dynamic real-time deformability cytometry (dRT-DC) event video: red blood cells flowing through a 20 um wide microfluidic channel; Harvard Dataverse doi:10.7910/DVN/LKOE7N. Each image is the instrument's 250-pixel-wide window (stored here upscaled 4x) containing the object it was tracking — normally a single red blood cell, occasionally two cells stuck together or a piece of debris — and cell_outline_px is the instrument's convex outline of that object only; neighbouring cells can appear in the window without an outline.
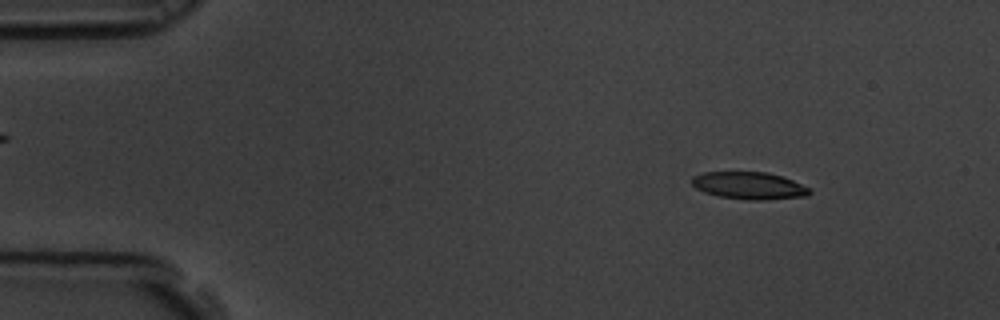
{"species": "common noctule bat (a hibernating species)", "species_latin": "Nyctalus noctula", "temperature_condition": "room temperature", "stored_images_in_passage": 56, "camera_frame_rate_fps": 3000, "um_per_image_px": 0.085, "animal": {"sex": "male", "body_mass_g": 19.5, "forearm_length_mm": 54.6}, "frame": {"image": 1, "passage_image": 5, "time_ms": 1.333, "image_size_px": [1000, 320], "cell_outline_px": [[812, 192], [808, 196], [764, 200], [748, 200], [720, 196], [704, 192], [696, 188], [692, 184], [692, 176], [704, 172], [768, 172], [792, 180], [812, 188]], "centroid_in_image_um": [63.71, 15.78], "position_along_channel_um": 21.3, "area_um2": 18.79}}
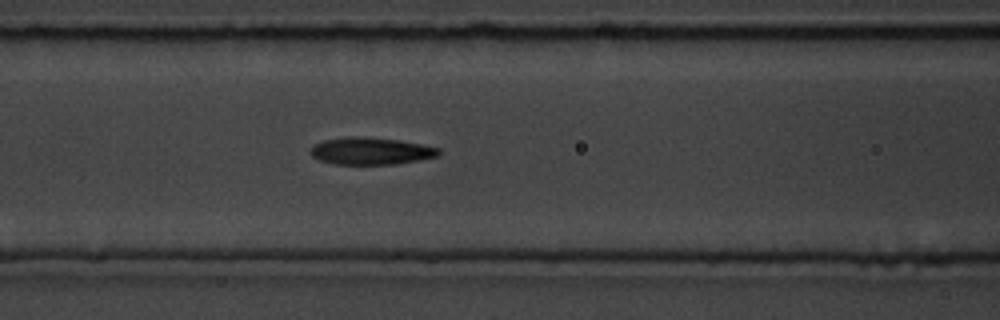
{"frame": {"image": 2, "passage_image": 22, "time_ms": 7.0, "image_size_px": [1000, 320], "cell_outline_px": [[440, 152], [436, 156], [396, 164], [336, 164], [320, 160], [312, 156], [312, 144], [324, 140], [348, 136], [356, 136], [400, 140], [440, 148]], "centroid_in_image_um": [31.5, 12.83], "position_along_channel_um": 135.1, "area_um2": 20.06}}
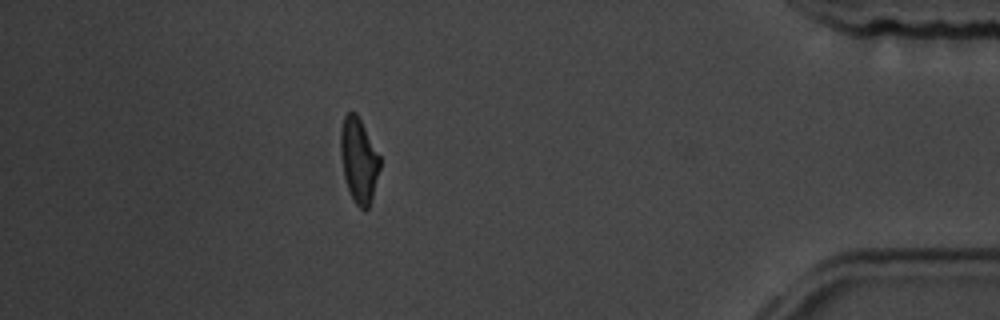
{"frame": {"image": 3, "passage_image": 49, "time_ms": 16.0, "image_size_px": [1000, 320], "cell_outline_px": [[380, 168], [372, 196], [368, 208], [360, 208], [356, 204], [348, 188], [344, 176], [340, 152], [340, 132], [344, 116], [348, 112], [356, 112], [380, 156]], "centroid_in_image_um": [30.49, 13.58], "position_along_channel_um": 404.7, "area_um2": 19.07}, "authors_computed_cell_mechanics": {"area_um2": 19.7676, "velocity_mm_per_s": 3.516, "shape_relaxation_time_tau1_ms": 4.2908, "shape_relaxation_time_tau2_ms": 1.947, "deformation_change_tau1": 0.1605, "deformation_change_tau2": 0.1062}}